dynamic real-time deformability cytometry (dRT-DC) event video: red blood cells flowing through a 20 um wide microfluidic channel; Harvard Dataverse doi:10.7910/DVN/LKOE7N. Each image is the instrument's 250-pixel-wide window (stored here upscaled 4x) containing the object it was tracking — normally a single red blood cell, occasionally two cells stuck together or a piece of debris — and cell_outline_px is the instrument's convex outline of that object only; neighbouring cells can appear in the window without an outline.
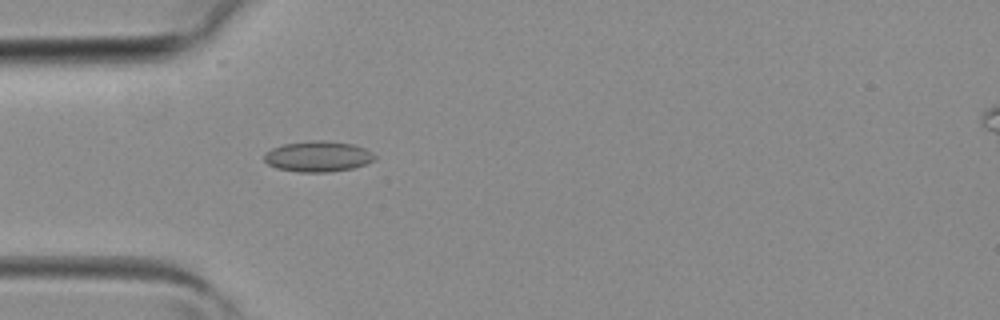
{"species": "common noctule bat (a hibernating species)", "species_latin": "Nyctalus noctula", "temperature_condition": "room temperature", "stored_images_in_passage": 2, "camera_frame_rate_fps": 3000, "um_per_image_px": 0.085, "animal": {"sex": "female", "body_mass_g": 19.3, "forearm_length_mm": 54.1}, "frame": {"image": 1, "passage_image": 2, "time_ms": 0.333, "image_size_px": [1000, 320], "cell_outline_px": [[376, 160], [352, 168], [328, 172], [300, 172], [276, 168], [268, 164], [264, 160], [264, 156], [272, 148], [284, 144], [312, 140], [324, 140], [352, 144], [364, 148], [376, 156]], "centroid_in_image_um": [27.03, 13.3], "position_along_channel_um": 58.0, "area_um2": 19.59}}